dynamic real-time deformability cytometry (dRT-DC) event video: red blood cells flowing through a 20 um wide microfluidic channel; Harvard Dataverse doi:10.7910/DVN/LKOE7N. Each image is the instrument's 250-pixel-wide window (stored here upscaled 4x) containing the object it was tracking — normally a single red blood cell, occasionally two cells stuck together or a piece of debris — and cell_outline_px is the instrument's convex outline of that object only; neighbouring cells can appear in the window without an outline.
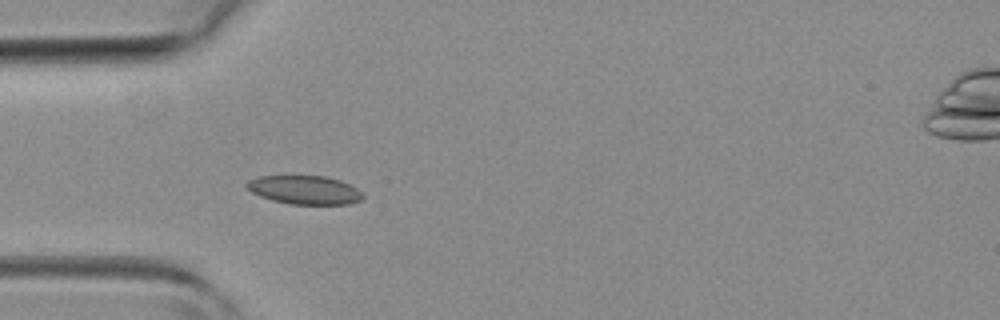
{"species": "common noctule bat (a hibernating species)", "species_latin": "Nyctalus noctula", "temperature_condition": "room temperature", "stored_images_in_passage": 25, "camera_frame_rate_fps": 3000, "um_per_image_px": 0.085, "animal": {"sex": "female", "body_mass_g": 19.3, "forearm_length_mm": 54.1}, "frame": {"image": 1, "passage_image": 4, "time_ms": 1.0, "image_size_px": [1000, 320], "cell_outline_px": [[364, 196], [360, 200], [348, 204], [288, 204], [272, 200], [260, 196], [252, 192], [244, 184], [248, 180], [260, 176], [324, 176], [340, 180], [356, 188]], "centroid_in_image_um": [25.86, 16.14], "position_along_channel_um": 59.1, "area_um2": 19.25}}
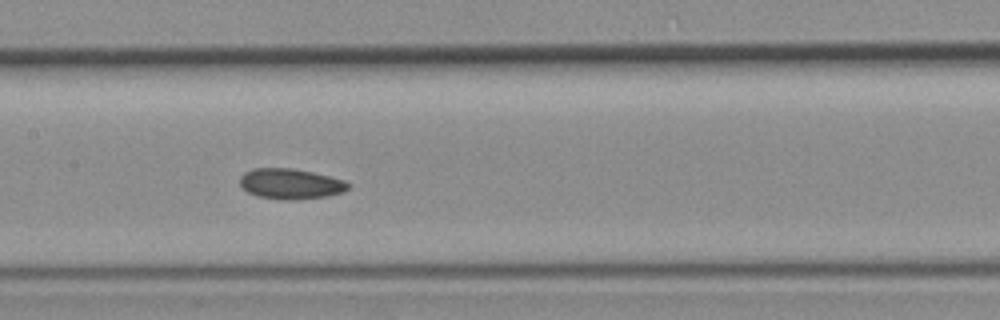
{"frame": {"image": 2, "passage_image": 12, "time_ms": 3.667, "image_size_px": [1000, 320], "cell_outline_px": [[352, 184], [344, 192], [328, 196], [300, 200], [280, 200], [256, 196], [248, 192], [240, 184], [240, 176], [244, 172], [252, 168], [292, 168], [312, 172], [344, 180]], "centroid_in_image_um": [24.7, 15.64], "position_along_channel_um": 182.7, "area_um2": 19.48}}
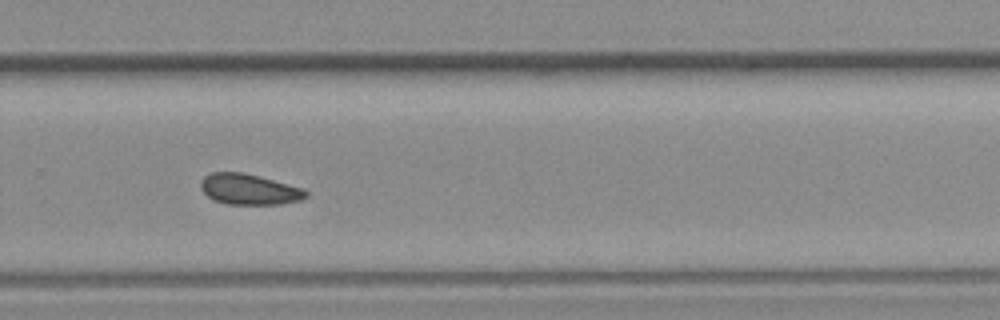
{"frame": {"image": 3, "passage_image": 20, "time_ms": 6.333, "image_size_px": [1000, 320], "cell_outline_px": [[308, 196], [300, 200], [280, 204], [228, 204], [212, 200], [200, 188], [200, 180], [204, 176], [212, 172], [244, 172], [260, 176], [304, 188], [308, 192]], "centroid_in_image_um": [21.17, 16.08], "position_along_channel_um": 308.6, "area_um2": 19.02}}